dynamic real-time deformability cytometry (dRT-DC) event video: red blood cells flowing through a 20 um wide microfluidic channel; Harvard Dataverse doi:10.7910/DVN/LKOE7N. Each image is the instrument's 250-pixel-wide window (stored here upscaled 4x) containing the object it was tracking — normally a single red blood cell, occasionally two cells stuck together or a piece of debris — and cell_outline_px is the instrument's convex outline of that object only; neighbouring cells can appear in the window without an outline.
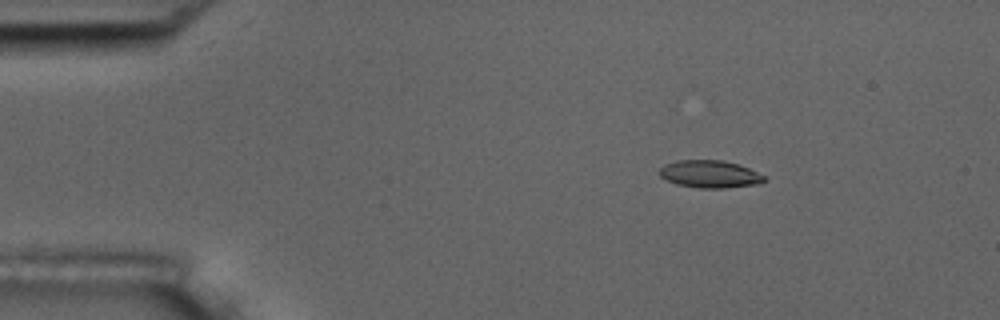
{"species": "common noctule bat (a hibernating species)", "species_latin": "Nyctalus noctula", "temperature_condition": "room temperature", "stored_images_in_passage": 2, "camera_frame_rate_fps": 3000, "um_per_image_px": 0.085, "animal": {"sex": "male", "body_mass_g": 17.5, "forearm_length_mm": 52.3}, "frame": {"image": 1, "passage_image": 2, "time_ms": 0.333, "image_size_px": [1000, 320], "cell_outline_px": [[768, 180], [760, 184], [724, 188], [700, 188], [676, 184], [660, 176], [660, 168], [664, 164], [676, 160], [724, 160], [740, 164], [764, 176]], "centroid_in_image_um": [60.36, 14.79], "position_along_channel_um": 24.6, "area_um2": 16.88}}